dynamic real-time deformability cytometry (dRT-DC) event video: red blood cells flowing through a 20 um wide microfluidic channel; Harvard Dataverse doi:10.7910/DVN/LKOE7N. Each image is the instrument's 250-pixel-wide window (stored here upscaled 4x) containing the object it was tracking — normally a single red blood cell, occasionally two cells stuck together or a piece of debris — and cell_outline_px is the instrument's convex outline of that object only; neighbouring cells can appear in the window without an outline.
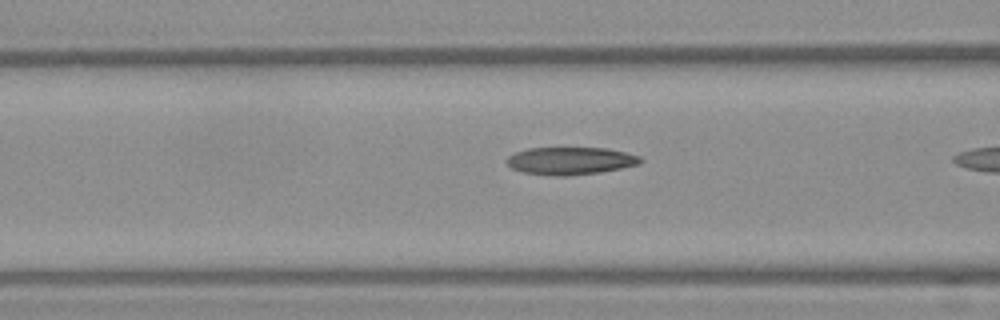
{"species": "Egyptian fruit bat (a non-hibernating species)", "species_latin": "Rousettus aegyptiacus", "temperature_condition": "warm", "stored_images_in_passage": 7, "camera_frame_rate_fps": 3000, "um_per_image_px": 0.085, "frame": {"image": 1, "passage_image": 5, "time_ms": 1.333, "image_size_px": [1000, 320], "cell_outline_px": [[644, 160], [640, 164], [600, 172], [568, 176], [560, 176], [524, 172], [512, 168], [508, 164], [508, 156], [516, 152], [528, 148], [608, 148], [640, 156]], "centroid_in_image_um": [48.53, 13.66], "position_along_channel_um": 118.1, "area_um2": 21.27}}